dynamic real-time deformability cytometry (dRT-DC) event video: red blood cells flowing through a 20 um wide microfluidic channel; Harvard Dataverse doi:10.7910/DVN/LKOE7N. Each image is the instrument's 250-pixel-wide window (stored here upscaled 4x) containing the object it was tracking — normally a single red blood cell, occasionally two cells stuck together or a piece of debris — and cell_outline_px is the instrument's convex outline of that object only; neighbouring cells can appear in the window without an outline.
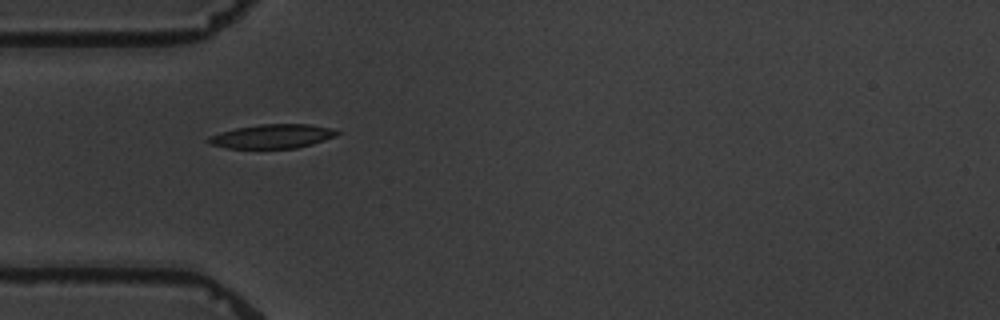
{"species": "common noctule bat (a hibernating species)", "species_latin": "Nyctalus noctula", "temperature_condition": "warm", "stored_images_in_passage": 1, "camera_frame_rate_fps": 3000, "um_per_image_px": 0.085, "animal": {"sex": "male", "body_mass_g": 19.5, "forearm_length_mm": 54.6}, "frame": {"image": 1, "passage_image": 1, "time_ms": 0.0, "image_size_px": [1000, 320], "cell_outline_px": [[340, 132], [336, 136], [312, 144], [296, 148], [228, 148], [208, 144], [204, 140], [208, 136], [220, 132], [236, 128], [260, 124], [308, 124], [328, 128]], "centroid_in_image_um": [23.07, 11.59], "position_along_channel_um": 61.9, "area_um2": 17.98}}